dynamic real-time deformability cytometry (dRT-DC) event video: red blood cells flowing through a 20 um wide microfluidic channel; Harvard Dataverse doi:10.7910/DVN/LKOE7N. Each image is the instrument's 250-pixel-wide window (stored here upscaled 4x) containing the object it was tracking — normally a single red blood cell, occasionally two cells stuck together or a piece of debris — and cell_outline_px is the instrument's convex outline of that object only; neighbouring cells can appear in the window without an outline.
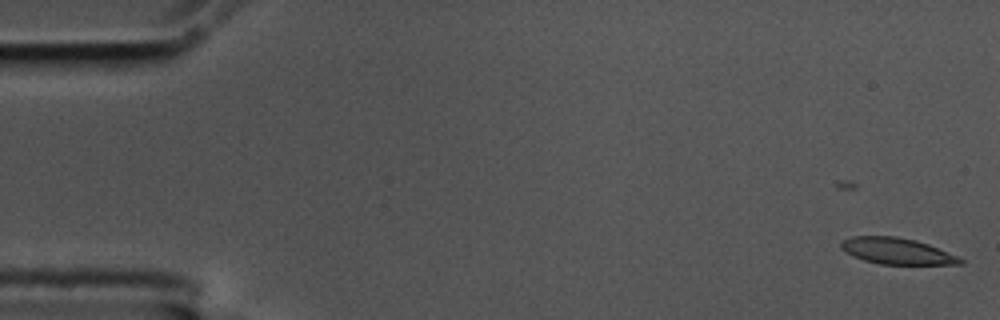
{"species": "common noctule bat (a hibernating species)", "species_latin": "Nyctalus noctula", "temperature_condition": "cold", "stored_images_in_passage": 38, "camera_frame_rate_fps": 3000, "um_per_image_px": 0.085, "animal": {"sex": "male", "body_mass_g": 17.5, "forearm_length_mm": 52.3}, "frame": {"image": 1, "passage_image": 1, "time_ms": 0.0, "image_size_px": [1000, 320], "cell_outline_px": [[964, 264], [880, 264], [864, 260], [852, 256], [840, 248], [840, 244], [844, 240], [852, 236], [896, 236], [916, 240], [928, 244], [960, 256], [964, 260]], "centroid_in_image_um": [76.26, 21.34], "position_along_channel_um": 8.7, "area_um2": 18.32}}
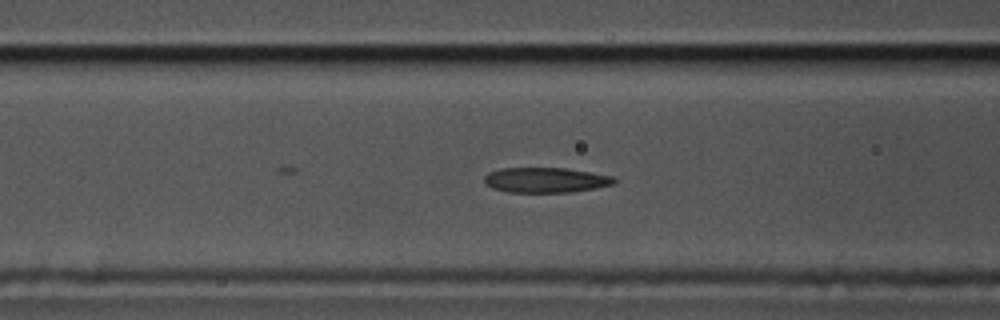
{"frame": {"image": 2, "passage_image": 22, "time_ms": 7.0, "image_size_px": [1000, 320], "cell_outline_px": [[616, 184], [572, 192], [508, 192], [492, 188], [484, 184], [484, 176], [488, 172], [500, 168], [564, 168], [612, 176], [616, 180]], "centroid_in_image_um": [46.34, 15.3], "position_along_channel_um": 120.3, "area_um2": 19.02}}
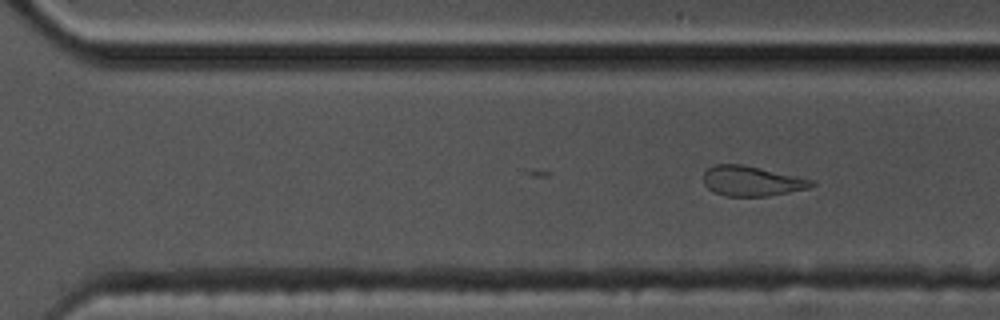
{"frame": {"image": 3, "passage_image": 38, "time_ms": 12.333, "image_size_px": [1000, 320], "cell_outline_px": [[816, 184], [808, 188], [768, 196], [724, 196], [708, 188], [704, 184], [704, 172], [708, 168], [716, 164], [740, 164], [816, 180]], "centroid_in_image_um": [63.91, 15.39], "position_along_channel_um": 306.7, "area_um2": 18.73}}